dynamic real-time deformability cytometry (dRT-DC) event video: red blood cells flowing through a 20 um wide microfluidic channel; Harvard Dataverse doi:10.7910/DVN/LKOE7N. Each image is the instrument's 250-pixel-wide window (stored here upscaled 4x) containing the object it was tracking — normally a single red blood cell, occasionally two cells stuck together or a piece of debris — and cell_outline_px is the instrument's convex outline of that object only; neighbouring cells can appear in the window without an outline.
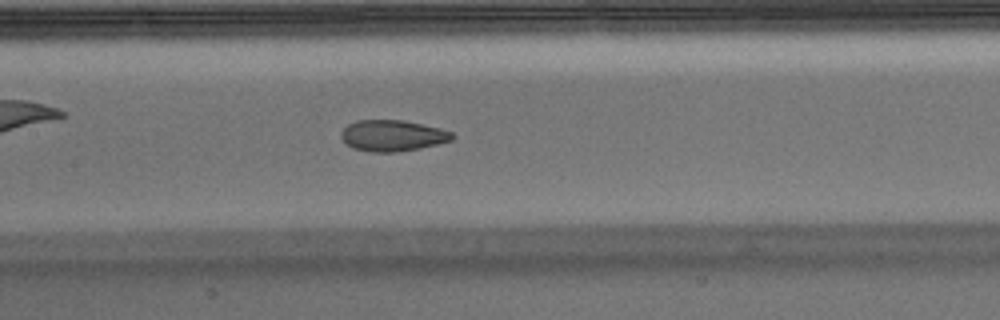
{"species": "Egyptian fruit bat (a non-hibernating species)", "species_latin": "Rousettus aegyptiacus", "temperature_condition": "warm", "stored_images_in_passage": 48, "camera_frame_rate_fps": 3000, "um_per_image_px": 0.085, "animal": {"sex": "male"}, "frame": {"image": 1, "passage_image": 21, "time_ms": 6.667, "image_size_px": [1000, 320], "cell_outline_px": [[456, 136], [452, 140], [420, 148], [396, 152], [368, 152], [352, 148], [340, 136], [340, 132], [348, 124], [356, 120], [404, 120], [440, 128], [452, 132]], "centroid_in_image_um": [33.36, 11.52], "position_along_channel_um": 174.0, "area_um2": 20.23}}
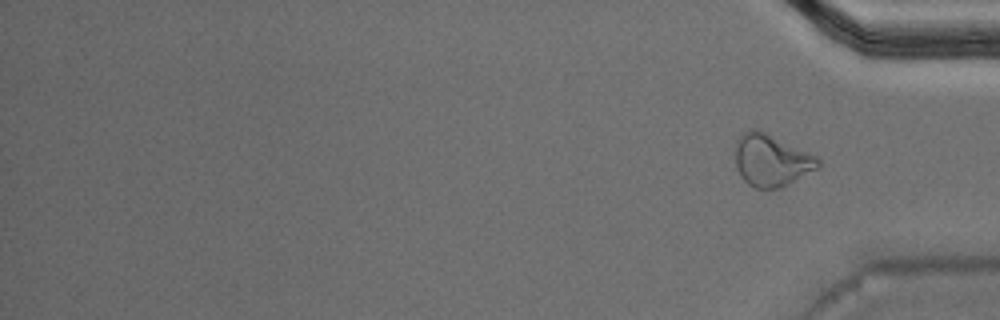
{"frame": {"image": 2, "passage_image": 48, "time_ms": 15.667, "image_size_px": [1000, 320], "cell_outline_px": [[820, 168], [780, 188], [756, 188], [748, 184], [740, 176], [736, 168], [736, 140], [744, 132], [752, 128], [756, 128], [816, 156], [820, 160]], "centroid_in_image_um": [65.56, 13.64], "position_along_channel_um": 369.6, "area_um2": 24.97}, "authors_computed_cell_mechanics": {"area_um2": 21.097, "velocity_mm_per_s": 3.7884, "shape_relaxation_time_tau1_ms": null, "shape_relaxation_time_tau2_ms": 1.4224, "deformation_change_tau1": null, "deformation_change_tau2": 0.0768}}